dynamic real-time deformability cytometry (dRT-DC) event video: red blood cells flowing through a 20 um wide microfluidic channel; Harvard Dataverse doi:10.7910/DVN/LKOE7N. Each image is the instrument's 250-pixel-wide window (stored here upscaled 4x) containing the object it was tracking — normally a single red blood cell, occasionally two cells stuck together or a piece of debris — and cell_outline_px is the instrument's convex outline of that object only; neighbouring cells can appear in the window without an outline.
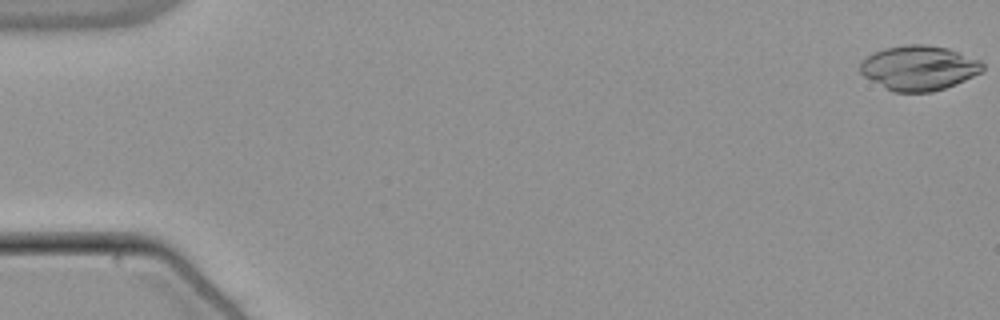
{"species": "common noctule bat (a hibernating species)", "species_latin": "Nyctalus noctula", "temperature_condition": "warm", "stored_images_in_passage": 54, "camera_frame_rate_fps": 3000, "um_per_image_px": 0.085, "animal": {"sex": "male", "body_mass_g": 21.5, "forearm_length_mm": 52.0}, "frame": {"image": 1, "passage_image": 1, "time_ms": 0.0, "image_size_px": [1000, 320], "cell_outline_px": [[984, 68], [980, 72], [956, 84], [932, 92], [892, 92], [884, 88], [864, 76], [860, 72], [860, 64], [872, 52], [884, 48], [904, 44], [928, 44], [948, 48], [980, 60], [984, 64]], "centroid_in_image_um": [78.09, 5.76], "position_along_channel_um": 6.9, "area_um2": 32.02}}